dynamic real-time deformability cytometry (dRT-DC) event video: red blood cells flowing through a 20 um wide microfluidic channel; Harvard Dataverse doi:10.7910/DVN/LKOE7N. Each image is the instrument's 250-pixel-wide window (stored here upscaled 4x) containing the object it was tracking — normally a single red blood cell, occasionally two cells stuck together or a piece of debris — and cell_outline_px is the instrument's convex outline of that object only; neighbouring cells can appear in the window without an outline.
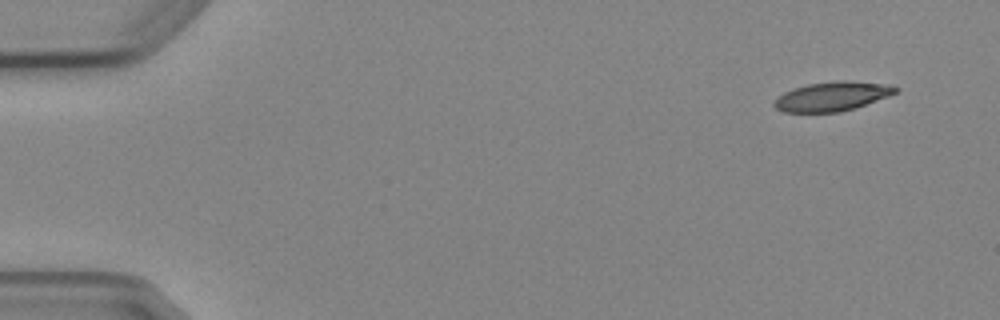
{"species": "Egyptian fruit bat (a non-hibernating species)", "species_latin": "Rousettus aegyptiacus", "temperature_condition": "cold", "stored_images_in_passage": 6, "camera_frame_rate_fps": 3000, "um_per_image_px": 0.085, "animal": {"sex": "female"}, "frame": {"image": 1, "passage_image": 1, "time_ms": 0.0, "image_size_px": [1000, 320], "cell_outline_px": [[900, 88], [896, 92], [888, 96], [856, 108], [840, 112], [784, 112], [776, 108], [772, 104], [784, 92], [792, 88], [808, 84], [836, 80], [844, 80], [892, 84]], "centroid_in_image_um": [70.77, 8.18], "position_along_channel_um": 14.2, "area_um2": 20.81}}
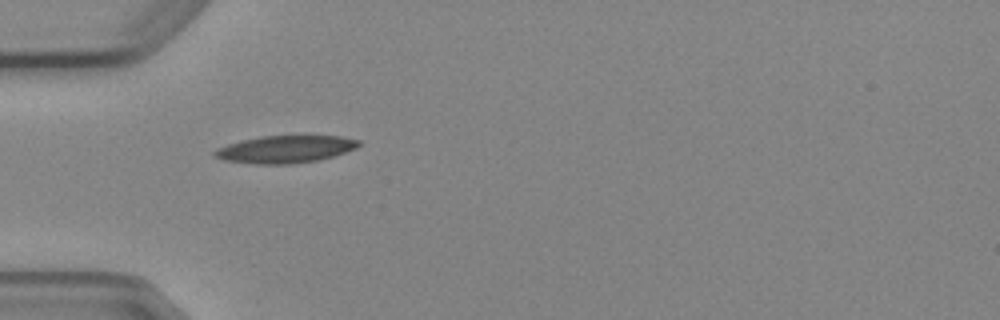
{"frame": {"image": 2, "passage_image": 5, "time_ms": 4.333, "image_size_px": [1000, 320], "cell_outline_px": [[360, 144], [356, 148], [332, 156], [316, 160], [292, 164], [256, 164], [224, 160], [212, 156], [212, 152], [216, 148], [228, 144], [260, 136], [340, 136], [360, 140]], "centroid_in_image_um": [24.21, 12.68], "position_along_channel_um": 60.8, "area_um2": 22.83}}
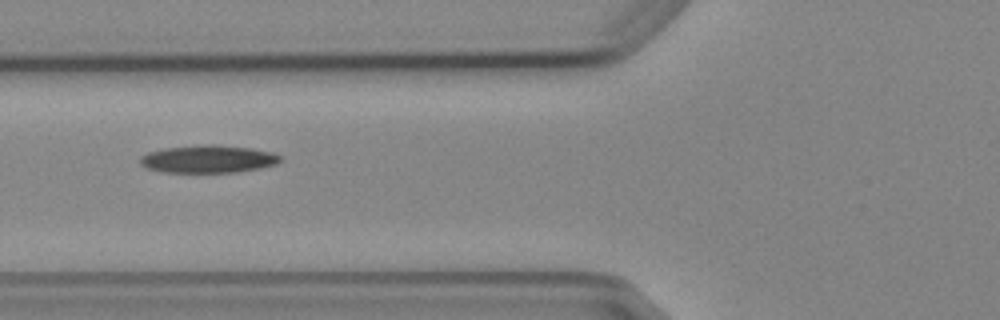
{"frame": {"image": 3, "passage_image": 6, "time_ms": 5.667, "image_size_px": [1000, 320], "cell_outline_px": [[280, 160], [276, 164], [260, 168], [240, 172], [160, 172], [148, 168], [140, 164], [140, 156], [148, 152], [164, 148], [204, 144], [212, 144], [252, 148], [272, 152], [280, 156]], "centroid_in_image_um": [17.68, 13.51], "position_along_channel_um": 108.1, "area_um2": 22.66}}